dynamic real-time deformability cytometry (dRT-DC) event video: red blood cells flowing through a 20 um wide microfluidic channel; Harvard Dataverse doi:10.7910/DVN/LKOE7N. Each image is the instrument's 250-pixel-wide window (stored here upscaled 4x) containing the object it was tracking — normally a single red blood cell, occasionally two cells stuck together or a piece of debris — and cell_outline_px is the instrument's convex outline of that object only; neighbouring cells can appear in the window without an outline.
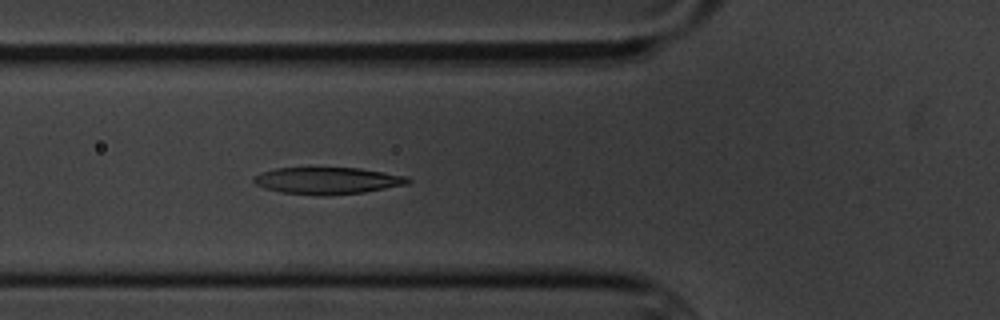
{"species": "common noctule bat (a hibernating species)", "species_latin": "Nyctalus noctula", "temperature_condition": "cold", "stored_images_in_passage": 6, "camera_frame_rate_fps": 3000, "um_per_image_px": 0.085, "animal": {"sex": "male", "body_mass_g": 20.1, "forearm_length_mm": 53.5}, "frame": {"image": 1, "passage_image": 6, "time_ms": 6.667, "image_size_px": [1000, 320], "cell_outline_px": [[412, 180], [408, 184], [364, 192], [324, 196], [320, 196], [280, 192], [264, 188], [256, 184], [252, 180], [260, 172], [276, 168], [360, 168], [408, 176]], "centroid_in_image_um": [27.85, 15.36], "position_along_channel_um": 98.0, "area_um2": 24.22}}